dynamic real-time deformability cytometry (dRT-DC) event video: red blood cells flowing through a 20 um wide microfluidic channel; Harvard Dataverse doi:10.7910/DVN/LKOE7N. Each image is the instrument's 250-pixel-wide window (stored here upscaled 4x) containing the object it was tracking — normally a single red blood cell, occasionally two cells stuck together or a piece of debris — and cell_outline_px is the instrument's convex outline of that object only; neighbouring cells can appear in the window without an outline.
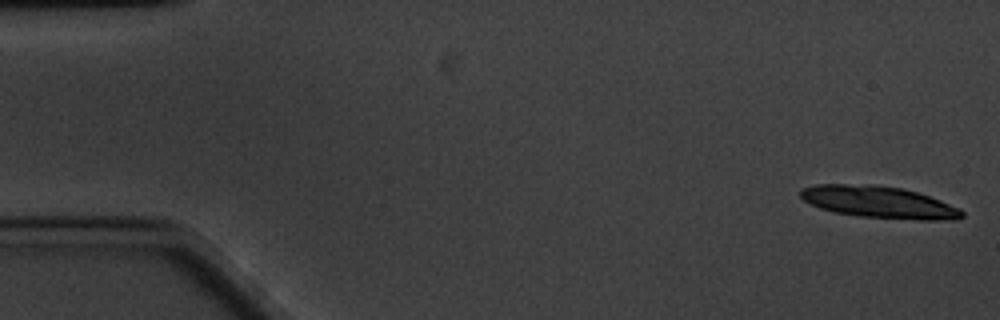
{"species": "common noctule bat (a hibernating species)", "species_latin": "Nyctalus noctula", "temperature_condition": "cold", "stored_images_in_passage": 16, "camera_frame_rate_fps": 3000, "um_per_image_px": 0.085, "animal": {"sex": "male", "body_mass_g": 20.1, "forearm_length_mm": 53.5}, "frame": {"image": 1, "passage_image": 1, "time_ms": 0.0, "image_size_px": [1000, 320], "cell_outline_px": [[964, 216], [956, 220], [920, 220], [860, 216], [832, 212], [820, 208], [804, 200], [800, 196], [800, 188], [816, 184], [876, 184], [904, 188], [940, 200], [960, 208], [964, 212]], "centroid_in_image_um": [74.71, 17.17], "position_along_channel_um": 10.3, "area_um2": 30.23}}